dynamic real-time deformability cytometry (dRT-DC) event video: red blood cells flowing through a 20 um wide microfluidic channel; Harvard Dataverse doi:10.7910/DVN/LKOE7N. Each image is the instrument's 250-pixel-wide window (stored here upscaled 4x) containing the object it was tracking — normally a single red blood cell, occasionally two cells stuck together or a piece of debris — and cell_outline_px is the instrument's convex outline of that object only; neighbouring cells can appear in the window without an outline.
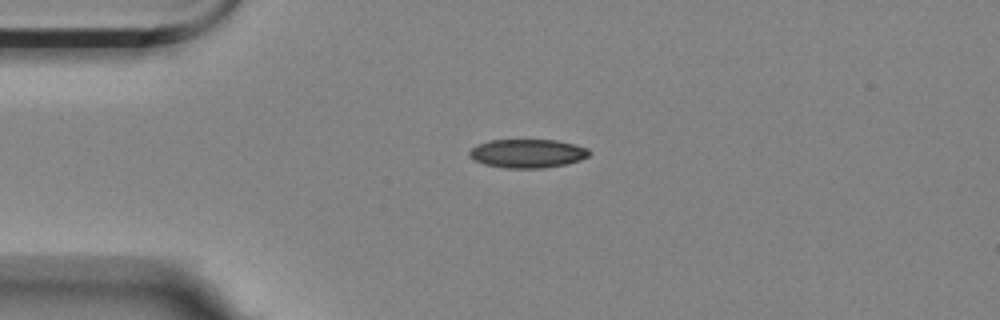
{"species": "Egyptian fruit bat (a non-hibernating species)", "species_latin": "Rousettus aegyptiacus", "temperature_condition": "room temperature", "stored_images_in_passage": 44, "camera_frame_rate_fps": 3000, "um_per_image_px": 0.085, "animal": {"sex": "female"}, "frame": {"image": 1, "passage_image": 1, "time_ms": 0.0, "image_size_px": [1000, 320], "cell_outline_px": [[592, 152], [588, 156], [580, 160], [568, 164], [544, 168], [504, 168], [484, 164], [468, 156], [468, 152], [472, 148], [480, 144], [492, 140], [556, 140], [588, 148]], "centroid_in_image_um": [44.86, 13.05], "position_along_channel_um": 40.1, "area_um2": 20.0}}
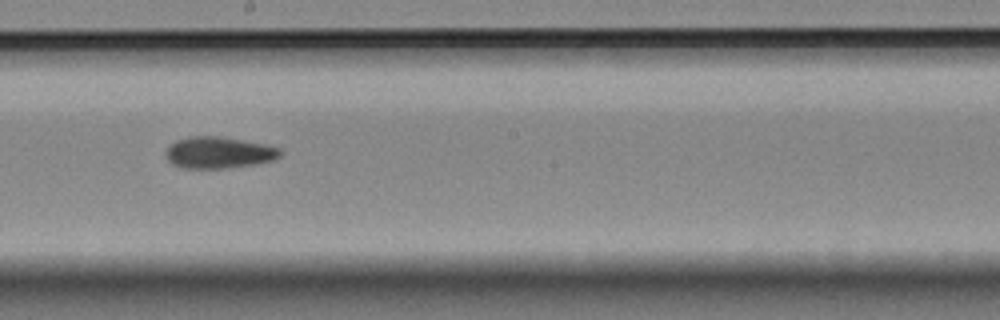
{"frame": {"image": 2, "passage_image": 19, "time_ms": 6.0, "image_size_px": [1000, 320], "cell_outline_px": [[280, 156], [272, 160], [252, 164], [228, 168], [180, 168], [172, 164], [168, 160], [168, 148], [176, 140], [192, 136], [216, 136], [240, 140], [280, 148]], "centroid_in_image_um": [18.56, 12.98], "position_along_channel_um": 229.6, "area_um2": 20.46}}
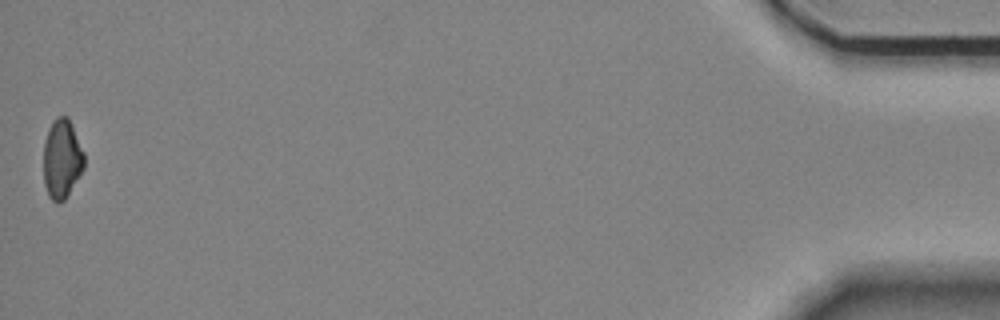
{"frame": {"image": 3, "passage_image": 44, "time_ms": 14.333, "image_size_px": [1000, 320], "cell_outline_px": [[84, 168], [64, 200], [56, 204], [48, 196], [44, 184], [44, 140], [48, 128], [52, 120], [56, 116], [68, 116], [84, 152]], "centroid_in_image_um": [5.25, 13.49], "position_along_channel_um": 430.0, "area_um2": 18.9}, "authors_computed_cell_mechanics": {"area_um2": 20.3745, "velocity_mm_per_s": 3.5386, "shape_relaxation_time_tau1_ms": null, "shape_relaxation_time_tau2_ms": 5.9299, "deformation_change_tau1": null, "deformation_change_tau2": 0.1079}}